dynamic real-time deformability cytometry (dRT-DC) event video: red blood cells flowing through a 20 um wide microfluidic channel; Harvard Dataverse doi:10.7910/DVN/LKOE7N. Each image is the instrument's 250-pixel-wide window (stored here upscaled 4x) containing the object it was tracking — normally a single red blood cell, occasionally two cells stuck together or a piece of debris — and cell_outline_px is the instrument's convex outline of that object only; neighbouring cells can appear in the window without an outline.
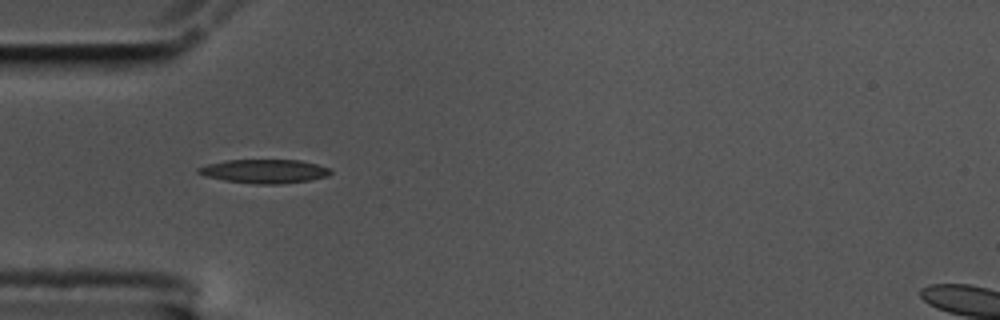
{"species": "common noctule bat (a hibernating species)", "species_latin": "Nyctalus noctula", "temperature_condition": "cold", "stored_images_in_passage": 41, "camera_frame_rate_fps": 3000, "um_per_image_px": 0.085, "animal": {"sex": "male", "body_mass_g": 17.5, "forearm_length_mm": 52.3}, "frame": {"image": 1, "passage_image": 1, "time_ms": 0.0, "image_size_px": [1000, 320], "cell_outline_px": [[332, 172], [328, 176], [308, 180], [280, 184], [256, 184], [224, 180], [208, 176], [196, 172], [196, 168], [208, 164], [228, 160], [300, 160], [332, 168]], "centroid_in_image_um": [22.51, 14.55], "position_along_channel_um": 62.5, "area_um2": 18.26}}
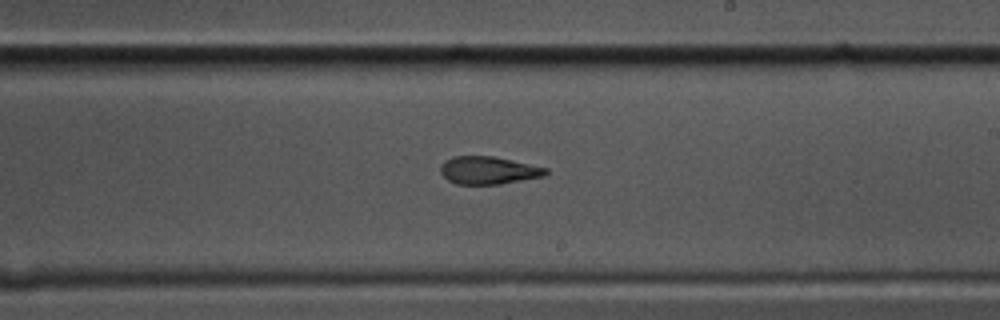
{"frame": {"image": 2, "passage_image": 17, "time_ms": 5.333, "image_size_px": [1000, 320], "cell_outline_px": [[548, 172], [544, 176], [500, 184], [456, 184], [448, 180], [440, 172], [440, 164], [444, 160], [452, 156], [492, 156], [548, 168]], "centroid_in_image_um": [41.48, 14.47], "position_along_channel_um": 247.5, "area_um2": 16.99}}
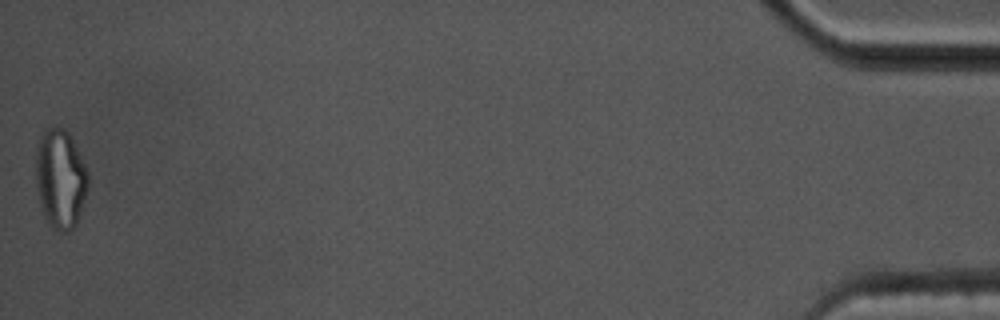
{"frame": {"image": 3, "passage_image": 41, "time_ms": 13.333, "image_size_px": [1000, 320], "cell_outline_px": [[88, 188], [76, 224], [68, 232], [56, 232], [48, 224], [40, 208], [36, 188], [36, 148], [40, 136], [48, 128], [56, 124], [64, 128], [68, 132], [88, 172]], "centroid_in_image_um": [5.1, 15.21], "position_along_channel_um": 430.1, "area_um2": 30.52}, "authors_computed_cell_mechanics": {"area_um2": 18.0336, "velocity_mm_per_s": 3.4871, "shape_relaxation_time_tau1_ms": 6.7209, "shape_relaxation_time_tau2_ms": 3.5657, "deformation_change_tau1": 0.2043, "deformation_change_tau2": 0.1198}}